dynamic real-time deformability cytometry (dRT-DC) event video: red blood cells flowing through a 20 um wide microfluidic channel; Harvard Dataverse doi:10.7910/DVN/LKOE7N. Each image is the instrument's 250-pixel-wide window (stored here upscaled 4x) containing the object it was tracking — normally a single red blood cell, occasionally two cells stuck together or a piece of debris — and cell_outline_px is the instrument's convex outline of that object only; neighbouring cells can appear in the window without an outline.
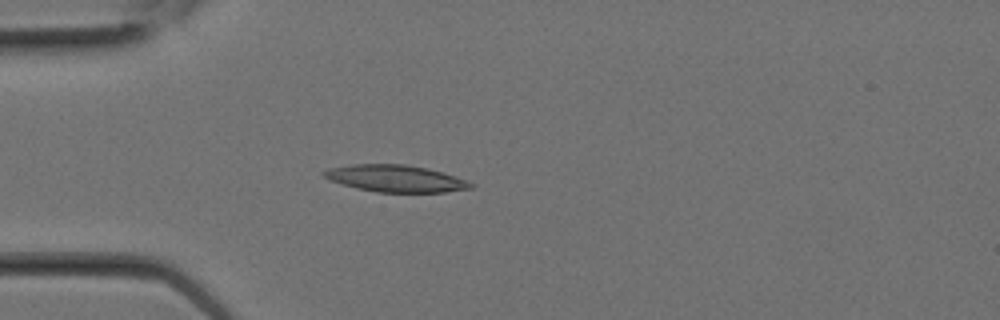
{"species": "Egyptian fruit bat (a non-hibernating species)", "species_latin": "Rousettus aegyptiacus", "temperature_condition": "room temperature", "stored_images_in_passage": 3, "camera_frame_rate_fps": 3000, "um_per_image_px": 0.085, "animal": {"sex": "female"}, "frame": {"image": 1, "passage_image": 3, "time_ms": 0.667, "image_size_px": [1000, 320], "cell_outline_px": [[476, 184], [472, 188], [444, 192], [376, 192], [356, 188], [332, 180], [324, 176], [320, 172], [328, 168], [352, 164], [404, 164], [428, 168], [444, 172]], "centroid_in_image_um": [33.64, 15.16], "position_along_channel_um": 51.4, "area_um2": 23.0}}